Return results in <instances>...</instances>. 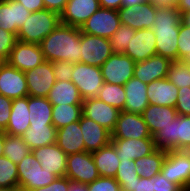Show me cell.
I'll return each mask as SVG.
<instances>
[{"mask_svg": "<svg viewBox=\"0 0 190 191\" xmlns=\"http://www.w3.org/2000/svg\"><path fill=\"white\" fill-rule=\"evenodd\" d=\"M44 59L50 62H81V31L79 27L59 24L40 43Z\"/></svg>", "mask_w": 190, "mask_h": 191, "instance_id": "1", "label": "cell"}, {"mask_svg": "<svg viewBox=\"0 0 190 191\" xmlns=\"http://www.w3.org/2000/svg\"><path fill=\"white\" fill-rule=\"evenodd\" d=\"M181 23V13L176 6L157 7V13L152 30L156 38L157 55L178 60V36Z\"/></svg>", "mask_w": 190, "mask_h": 191, "instance_id": "2", "label": "cell"}, {"mask_svg": "<svg viewBox=\"0 0 190 191\" xmlns=\"http://www.w3.org/2000/svg\"><path fill=\"white\" fill-rule=\"evenodd\" d=\"M60 23V15L56 12L47 9L31 12L18 30L17 40L24 43L39 44Z\"/></svg>", "mask_w": 190, "mask_h": 191, "instance_id": "3", "label": "cell"}, {"mask_svg": "<svg viewBox=\"0 0 190 191\" xmlns=\"http://www.w3.org/2000/svg\"><path fill=\"white\" fill-rule=\"evenodd\" d=\"M157 149L165 151L190 150V116L178 115L153 136Z\"/></svg>", "mask_w": 190, "mask_h": 191, "instance_id": "4", "label": "cell"}, {"mask_svg": "<svg viewBox=\"0 0 190 191\" xmlns=\"http://www.w3.org/2000/svg\"><path fill=\"white\" fill-rule=\"evenodd\" d=\"M17 169L18 186L26 191L47 186L57 178L54 174L42 168L32 152L23 158L17 165Z\"/></svg>", "mask_w": 190, "mask_h": 191, "instance_id": "5", "label": "cell"}, {"mask_svg": "<svg viewBox=\"0 0 190 191\" xmlns=\"http://www.w3.org/2000/svg\"><path fill=\"white\" fill-rule=\"evenodd\" d=\"M170 182L188 191L190 180V151L172 150L167 155L160 171Z\"/></svg>", "mask_w": 190, "mask_h": 191, "instance_id": "6", "label": "cell"}, {"mask_svg": "<svg viewBox=\"0 0 190 191\" xmlns=\"http://www.w3.org/2000/svg\"><path fill=\"white\" fill-rule=\"evenodd\" d=\"M71 81L77 86L83 100L97 97L104 84L100 67L74 63Z\"/></svg>", "mask_w": 190, "mask_h": 191, "instance_id": "7", "label": "cell"}, {"mask_svg": "<svg viewBox=\"0 0 190 191\" xmlns=\"http://www.w3.org/2000/svg\"><path fill=\"white\" fill-rule=\"evenodd\" d=\"M71 181L89 184L100 177L92 152L67 155L66 174Z\"/></svg>", "mask_w": 190, "mask_h": 191, "instance_id": "8", "label": "cell"}, {"mask_svg": "<svg viewBox=\"0 0 190 191\" xmlns=\"http://www.w3.org/2000/svg\"><path fill=\"white\" fill-rule=\"evenodd\" d=\"M120 24L117 10L100 7L82 24L80 31L109 39Z\"/></svg>", "mask_w": 190, "mask_h": 191, "instance_id": "9", "label": "cell"}, {"mask_svg": "<svg viewBox=\"0 0 190 191\" xmlns=\"http://www.w3.org/2000/svg\"><path fill=\"white\" fill-rule=\"evenodd\" d=\"M120 23L135 30L152 29L157 7L149 0L134 6H122L117 10Z\"/></svg>", "mask_w": 190, "mask_h": 191, "instance_id": "10", "label": "cell"}, {"mask_svg": "<svg viewBox=\"0 0 190 191\" xmlns=\"http://www.w3.org/2000/svg\"><path fill=\"white\" fill-rule=\"evenodd\" d=\"M81 63L101 67L113 54L109 39L81 32Z\"/></svg>", "mask_w": 190, "mask_h": 191, "instance_id": "11", "label": "cell"}, {"mask_svg": "<svg viewBox=\"0 0 190 191\" xmlns=\"http://www.w3.org/2000/svg\"><path fill=\"white\" fill-rule=\"evenodd\" d=\"M135 63L127 55L113 53L100 67L104 83L124 85L133 77Z\"/></svg>", "mask_w": 190, "mask_h": 191, "instance_id": "12", "label": "cell"}, {"mask_svg": "<svg viewBox=\"0 0 190 191\" xmlns=\"http://www.w3.org/2000/svg\"><path fill=\"white\" fill-rule=\"evenodd\" d=\"M153 138L141 114L120 111L111 139Z\"/></svg>", "mask_w": 190, "mask_h": 191, "instance_id": "13", "label": "cell"}, {"mask_svg": "<svg viewBox=\"0 0 190 191\" xmlns=\"http://www.w3.org/2000/svg\"><path fill=\"white\" fill-rule=\"evenodd\" d=\"M45 61L40 45L16 41L6 62L22 72L35 69Z\"/></svg>", "mask_w": 190, "mask_h": 191, "instance_id": "14", "label": "cell"}, {"mask_svg": "<svg viewBox=\"0 0 190 191\" xmlns=\"http://www.w3.org/2000/svg\"><path fill=\"white\" fill-rule=\"evenodd\" d=\"M28 87V96L46 97L56 82L52 62L43 61L35 69L24 72Z\"/></svg>", "mask_w": 190, "mask_h": 191, "instance_id": "15", "label": "cell"}, {"mask_svg": "<svg viewBox=\"0 0 190 191\" xmlns=\"http://www.w3.org/2000/svg\"><path fill=\"white\" fill-rule=\"evenodd\" d=\"M120 111L97 97L83 100L82 114L95 121L110 133L113 132Z\"/></svg>", "mask_w": 190, "mask_h": 191, "instance_id": "16", "label": "cell"}, {"mask_svg": "<svg viewBox=\"0 0 190 191\" xmlns=\"http://www.w3.org/2000/svg\"><path fill=\"white\" fill-rule=\"evenodd\" d=\"M0 95L11 99L28 96L24 72L12 67L6 61L0 68Z\"/></svg>", "mask_w": 190, "mask_h": 191, "instance_id": "17", "label": "cell"}, {"mask_svg": "<svg viewBox=\"0 0 190 191\" xmlns=\"http://www.w3.org/2000/svg\"><path fill=\"white\" fill-rule=\"evenodd\" d=\"M99 8V0H68L60 14V22L64 25L80 28Z\"/></svg>", "mask_w": 190, "mask_h": 191, "instance_id": "18", "label": "cell"}, {"mask_svg": "<svg viewBox=\"0 0 190 191\" xmlns=\"http://www.w3.org/2000/svg\"><path fill=\"white\" fill-rule=\"evenodd\" d=\"M32 153L44 170L57 178L65 177L67 154L56 143L33 149Z\"/></svg>", "mask_w": 190, "mask_h": 191, "instance_id": "19", "label": "cell"}, {"mask_svg": "<svg viewBox=\"0 0 190 191\" xmlns=\"http://www.w3.org/2000/svg\"><path fill=\"white\" fill-rule=\"evenodd\" d=\"M156 38L152 29L136 30L131 41L127 45L124 55L129 56L135 62L145 61L156 55Z\"/></svg>", "mask_w": 190, "mask_h": 191, "instance_id": "20", "label": "cell"}, {"mask_svg": "<svg viewBox=\"0 0 190 191\" xmlns=\"http://www.w3.org/2000/svg\"><path fill=\"white\" fill-rule=\"evenodd\" d=\"M31 12L15 0H0V28L17 36Z\"/></svg>", "mask_w": 190, "mask_h": 191, "instance_id": "21", "label": "cell"}, {"mask_svg": "<svg viewBox=\"0 0 190 191\" xmlns=\"http://www.w3.org/2000/svg\"><path fill=\"white\" fill-rule=\"evenodd\" d=\"M117 156L123 160H136L153 153L157 147L153 138L111 139Z\"/></svg>", "mask_w": 190, "mask_h": 191, "instance_id": "22", "label": "cell"}, {"mask_svg": "<svg viewBox=\"0 0 190 191\" xmlns=\"http://www.w3.org/2000/svg\"><path fill=\"white\" fill-rule=\"evenodd\" d=\"M172 61L160 55H153L145 61L136 62L133 77L149 84L154 80L167 77L169 65Z\"/></svg>", "mask_w": 190, "mask_h": 191, "instance_id": "23", "label": "cell"}, {"mask_svg": "<svg viewBox=\"0 0 190 191\" xmlns=\"http://www.w3.org/2000/svg\"><path fill=\"white\" fill-rule=\"evenodd\" d=\"M79 124L85 143V151L93 152L99 150L111 142V133L83 114L79 120Z\"/></svg>", "mask_w": 190, "mask_h": 191, "instance_id": "24", "label": "cell"}, {"mask_svg": "<svg viewBox=\"0 0 190 191\" xmlns=\"http://www.w3.org/2000/svg\"><path fill=\"white\" fill-rule=\"evenodd\" d=\"M123 86L126 95L123 111L142 114L149 106L147 84L136 77H132Z\"/></svg>", "mask_w": 190, "mask_h": 191, "instance_id": "25", "label": "cell"}, {"mask_svg": "<svg viewBox=\"0 0 190 191\" xmlns=\"http://www.w3.org/2000/svg\"><path fill=\"white\" fill-rule=\"evenodd\" d=\"M178 89L179 88L167 78L152 81L147 84L149 104L175 107Z\"/></svg>", "mask_w": 190, "mask_h": 191, "instance_id": "26", "label": "cell"}, {"mask_svg": "<svg viewBox=\"0 0 190 191\" xmlns=\"http://www.w3.org/2000/svg\"><path fill=\"white\" fill-rule=\"evenodd\" d=\"M56 144L67 154L85 151V143L79 121L70 123L57 130Z\"/></svg>", "mask_w": 190, "mask_h": 191, "instance_id": "27", "label": "cell"}, {"mask_svg": "<svg viewBox=\"0 0 190 191\" xmlns=\"http://www.w3.org/2000/svg\"><path fill=\"white\" fill-rule=\"evenodd\" d=\"M141 115L153 136L157 131L170 124L178 116V113L175 107L149 104Z\"/></svg>", "mask_w": 190, "mask_h": 191, "instance_id": "28", "label": "cell"}, {"mask_svg": "<svg viewBox=\"0 0 190 191\" xmlns=\"http://www.w3.org/2000/svg\"><path fill=\"white\" fill-rule=\"evenodd\" d=\"M29 119L28 96L13 99L8 126L4 132L22 136L30 127Z\"/></svg>", "mask_w": 190, "mask_h": 191, "instance_id": "29", "label": "cell"}, {"mask_svg": "<svg viewBox=\"0 0 190 191\" xmlns=\"http://www.w3.org/2000/svg\"><path fill=\"white\" fill-rule=\"evenodd\" d=\"M92 156L100 177H115L120 165V158L111 142L99 150L93 151Z\"/></svg>", "mask_w": 190, "mask_h": 191, "instance_id": "30", "label": "cell"}, {"mask_svg": "<svg viewBox=\"0 0 190 191\" xmlns=\"http://www.w3.org/2000/svg\"><path fill=\"white\" fill-rule=\"evenodd\" d=\"M47 99L52 105L83 103L79 90L72 81H56Z\"/></svg>", "mask_w": 190, "mask_h": 191, "instance_id": "31", "label": "cell"}, {"mask_svg": "<svg viewBox=\"0 0 190 191\" xmlns=\"http://www.w3.org/2000/svg\"><path fill=\"white\" fill-rule=\"evenodd\" d=\"M57 129L54 125H30L22 134L28 147L33 150L56 143Z\"/></svg>", "mask_w": 190, "mask_h": 191, "instance_id": "32", "label": "cell"}, {"mask_svg": "<svg viewBox=\"0 0 190 191\" xmlns=\"http://www.w3.org/2000/svg\"><path fill=\"white\" fill-rule=\"evenodd\" d=\"M52 107L46 97L28 96L30 125H53Z\"/></svg>", "mask_w": 190, "mask_h": 191, "instance_id": "33", "label": "cell"}, {"mask_svg": "<svg viewBox=\"0 0 190 191\" xmlns=\"http://www.w3.org/2000/svg\"><path fill=\"white\" fill-rule=\"evenodd\" d=\"M167 151L156 149L153 153L135 160L136 171L140 177L151 178L160 173Z\"/></svg>", "mask_w": 190, "mask_h": 191, "instance_id": "34", "label": "cell"}, {"mask_svg": "<svg viewBox=\"0 0 190 191\" xmlns=\"http://www.w3.org/2000/svg\"><path fill=\"white\" fill-rule=\"evenodd\" d=\"M81 116L82 104H59L52 107V124L57 130L79 121Z\"/></svg>", "mask_w": 190, "mask_h": 191, "instance_id": "35", "label": "cell"}, {"mask_svg": "<svg viewBox=\"0 0 190 191\" xmlns=\"http://www.w3.org/2000/svg\"><path fill=\"white\" fill-rule=\"evenodd\" d=\"M32 150L23 140L22 136L5 133L3 155L18 165Z\"/></svg>", "mask_w": 190, "mask_h": 191, "instance_id": "36", "label": "cell"}, {"mask_svg": "<svg viewBox=\"0 0 190 191\" xmlns=\"http://www.w3.org/2000/svg\"><path fill=\"white\" fill-rule=\"evenodd\" d=\"M97 98L117 108L119 111L124 110L126 95L123 85L104 83L99 90Z\"/></svg>", "mask_w": 190, "mask_h": 191, "instance_id": "37", "label": "cell"}, {"mask_svg": "<svg viewBox=\"0 0 190 191\" xmlns=\"http://www.w3.org/2000/svg\"><path fill=\"white\" fill-rule=\"evenodd\" d=\"M136 167L135 160L120 159V165L114 178L119 183L121 191H133L136 177H140Z\"/></svg>", "mask_w": 190, "mask_h": 191, "instance_id": "38", "label": "cell"}, {"mask_svg": "<svg viewBox=\"0 0 190 191\" xmlns=\"http://www.w3.org/2000/svg\"><path fill=\"white\" fill-rule=\"evenodd\" d=\"M166 78L178 88L190 87V65L179 60L172 61Z\"/></svg>", "mask_w": 190, "mask_h": 191, "instance_id": "39", "label": "cell"}, {"mask_svg": "<svg viewBox=\"0 0 190 191\" xmlns=\"http://www.w3.org/2000/svg\"><path fill=\"white\" fill-rule=\"evenodd\" d=\"M135 33V29H132L127 25L120 24L117 31L109 38L113 53L124 54L128 43L131 41V36H134Z\"/></svg>", "mask_w": 190, "mask_h": 191, "instance_id": "40", "label": "cell"}, {"mask_svg": "<svg viewBox=\"0 0 190 191\" xmlns=\"http://www.w3.org/2000/svg\"><path fill=\"white\" fill-rule=\"evenodd\" d=\"M18 186V169L4 155L0 157V188Z\"/></svg>", "mask_w": 190, "mask_h": 191, "instance_id": "41", "label": "cell"}, {"mask_svg": "<svg viewBox=\"0 0 190 191\" xmlns=\"http://www.w3.org/2000/svg\"><path fill=\"white\" fill-rule=\"evenodd\" d=\"M178 60L190 65V27L182 21L178 36Z\"/></svg>", "mask_w": 190, "mask_h": 191, "instance_id": "42", "label": "cell"}, {"mask_svg": "<svg viewBox=\"0 0 190 191\" xmlns=\"http://www.w3.org/2000/svg\"><path fill=\"white\" fill-rule=\"evenodd\" d=\"M88 191H121L115 178L99 177L92 183L87 184Z\"/></svg>", "mask_w": 190, "mask_h": 191, "instance_id": "43", "label": "cell"}, {"mask_svg": "<svg viewBox=\"0 0 190 191\" xmlns=\"http://www.w3.org/2000/svg\"><path fill=\"white\" fill-rule=\"evenodd\" d=\"M17 37L14 33L0 28V58L7 60L11 50L14 48Z\"/></svg>", "mask_w": 190, "mask_h": 191, "instance_id": "44", "label": "cell"}, {"mask_svg": "<svg viewBox=\"0 0 190 191\" xmlns=\"http://www.w3.org/2000/svg\"><path fill=\"white\" fill-rule=\"evenodd\" d=\"M52 68L56 81H71L74 63L67 61H54Z\"/></svg>", "mask_w": 190, "mask_h": 191, "instance_id": "45", "label": "cell"}, {"mask_svg": "<svg viewBox=\"0 0 190 191\" xmlns=\"http://www.w3.org/2000/svg\"><path fill=\"white\" fill-rule=\"evenodd\" d=\"M175 109L178 115L190 116V87L178 89Z\"/></svg>", "mask_w": 190, "mask_h": 191, "instance_id": "46", "label": "cell"}, {"mask_svg": "<svg viewBox=\"0 0 190 191\" xmlns=\"http://www.w3.org/2000/svg\"><path fill=\"white\" fill-rule=\"evenodd\" d=\"M153 191H185L180 185L170 182L162 173L153 176Z\"/></svg>", "mask_w": 190, "mask_h": 191, "instance_id": "47", "label": "cell"}, {"mask_svg": "<svg viewBox=\"0 0 190 191\" xmlns=\"http://www.w3.org/2000/svg\"><path fill=\"white\" fill-rule=\"evenodd\" d=\"M12 101L13 99L0 95V130L2 131H5L8 126Z\"/></svg>", "mask_w": 190, "mask_h": 191, "instance_id": "48", "label": "cell"}, {"mask_svg": "<svg viewBox=\"0 0 190 191\" xmlns=\"http://www.w3.org/2000/svg\"><path fill=\"white\" fill-rule=\"evenodd\" d=\"M69 185L70 179L68 177H59L47 186L35 188L30 191H68Z\"/></svg>", "mask_w": 190, "mask_h": 191, "instance_id": "49", "label": "cell"}, {"mask_svg": "<svg viewBox=\"0 0 190 191\" xmlns=\"http://www.w3.org/2000/svg\"><path fill=\"white\" fill-rule=\"evenodd\" d=\"M133 191H153V176L151 178L136 177Z\"/></svg>", "mask_w": 190, "mask_h": 191, "instance_id": "50", "label": "cell"}, {"mask_svg": "<svg viewBox=\"0 0 190 191\" xmlns=\"http://www.w3.org/2000/svg\"><path fill=\"white\" fill-rule=\"evenodd\" d=\"M45 9L61 14L68 0H43Z\"/></svg>", "mask_w": 190, "mask_h": 191, "instance_id": "51", "label": "cell"}, {"mask_svg": "<svg viewBox=\"0 0 190 191\" xmlns=\"http://www.w3.org/2000/svg\"><path fill=\"white\" fill-rule=\"evenodd\" d=\"M18 3H21L28 9L30 12L41 11L45 9L43 0H15Z\"/></svg>", "mask_w": 190, "mask_h": 191, "instance_id": "52", "label": "cell"}, {"mask_svg": "<svg viewBox=\"0 0 190 191\" xmlns=\"http://www.w3.org/2000/svg\"><path fill=\"white\" fill-rule=\"evenodd\" d=\"M123 0H99L101 8L119 10L122 7Z\"/></svg>", "mask_w": 190, "mask_h": 191, "instance_id": "53", "label": "cell"}, {"mask_svg": "<svg viewBox=\"0 0 190 191\" xmlns=\"http://www.w3.org/2000/svg\"><path fill=\"white\" fill-rule=\"evenodd\" d=\"M151 1L156 7H170L176 6L178 0H149Z\"/></svg>", "mask_w": 190, "mask_h": 191, "instance_id": "54", "label": "cell"}, {"mask_svg": "<svg viewBox=\"0 0 190 191\" xmlns=\"http://www.w3.org/2000/svg\"><path fill=\"white\" fill-rule=\"evenodd\" d=\"M176 7L181 14L190 12V0H178Z\"/></svg>", "mask_w": 190, "mask_h": 191, "instance_id": "55", "label": "cell"}, {"mask_svg": "<svg viewBox=\"0 0 190 191\" xmlns=\"http://www.w3.org/2000/svg\"><path fill=\"white\" fill-rule=\"evenodd\" d=\"M68 191H88L87 184L74 182L70 180Z\"/></svg>", "mask_w": 190, "mask_h": 191, "instance_id": "56", "label": "cell"}, {"mask_svg": "<svg viewBox=\"0 0 190 191\" xmlns=\"http://www.w3.org/2000/svg\"><path fill=\"white\" fill-rule=\"evenodd\" d=\"M145 1H147V0H123L122 6H126V7L134 6V5L140 4Z\"/></svg>", "mask_w": 190, "mask_h": 191, "instance_id": "57", "label": "cell"}, {"mask_svg": "<svg viewBox=\"0 0 190 191\" xmlns=\"http://www.w3.org/2000/svg\"><path fill=\"white\" fill-rule=\"evenodd\" d=\"M181 21L190 27V12L181 14Z\"/></svg>", "mask_w": 190, "mask_h": 191, "instance_id": "58", "label": "cell"}, {"mask_svg": "<svg viewBox=\"0 0 190 191\" xmlns=\"http://www.w3.org/2000/svg\"><path fill=\"white\" fill-rule=\"evenodd\" d=\"M4 140H5V132L0 130V157L3 156Z\"/></svg>", "mask_w": 190, "mask_h": 191, "instance_id": "59", "label": "cell"}, {"mask_svg": "<svg viewBox=\"0 0 190 191\" xmlns=\"http://www.w3.org/2000/svg\"><path fill=\"white\" fill-rule=\"evenodd\" d=\"M0 191H26L20 186H13V187H1Z\"/></svg>", "mask_w": 190, "mask_h": 191, "instance_id": "60", "label": "cell"}, {"mask_svg": "<svg viewBox=\"0 0 190 191\" xmlns=\"http://www.w3.org/2000/svg\"><path fill=\"white\" fill-rule=\"evenodd\" d=\"M5 60H3L2 58H0V68L1 66L4 64Z\"/></svg>", "mask_w": 190, "mask_h": 191, "instance_id": "61", "label": "cell"}, {"mask_svg": "<svg viewBox=\"0 0 190 191\" xmlns=\"http://www.w3.org/2000/svg\"><path fill=\"white\" fill-rule=\"evenodd\" d=\"M188 191H190V180L188 182Z\"/></svg>", "mask_w": 190, "mask_h": 191, "instance_id": "62", "label": "cell"}]
</instances>
